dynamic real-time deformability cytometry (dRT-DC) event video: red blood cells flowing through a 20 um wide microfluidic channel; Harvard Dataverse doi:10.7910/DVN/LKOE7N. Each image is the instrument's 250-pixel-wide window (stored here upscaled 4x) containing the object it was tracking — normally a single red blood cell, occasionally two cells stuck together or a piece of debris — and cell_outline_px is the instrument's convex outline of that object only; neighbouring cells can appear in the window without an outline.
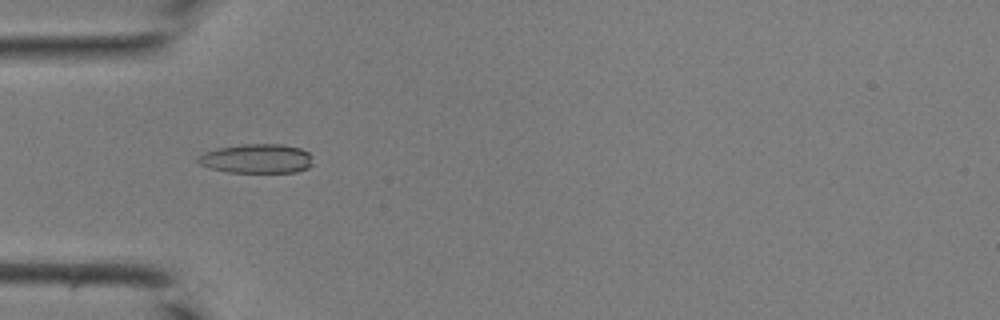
{"species": "common noctule bat (a hibernating species)", "species_latin": "Nyctalus noctula", "temperature_condition": "room temperature", "stored_images_in_passage": 30, "camera_frame_rate_fps": 3000, "um_per_image_px": 0.085, "animal": {"sex": "male", "body_mass_g": 19.0, "forearm_length_mm": 50.8}, "frame": {"image": 1, "passage_image": 1, "time_ms": 0.0, "image_size_px": [1000, 320], "cell_outline_px": [[312, 164], [308, 168], [296, 172], [228, 172], [208, 168], [200, 164], [196, 160], [196, 156], [204, 152], [216, 148], [240, 144], [280, 144], [300, 148], [308, 152], [312, 156]], "centroid_in_image_um": [21.79, 13.48], "position_along_channel_um": 63.2, "area_um2": 19.83}}
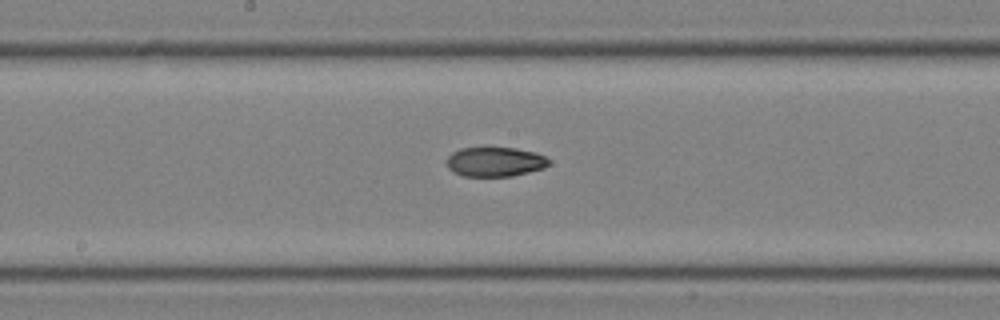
{"frame": {"image": 2, "passage_image": 10, "time_ms": 3.0, "image_size_px": [1000, 320], "cell_outline_px": [[548, 164], [544, 168], [512, 176], [464, 176], [452, 172], [448, 168], [448, 156], [452, 152], [460, 148], [516, 148], [536, 152], [544, 156], [548, 160]], "centroid_in_image_um": [42.06, 13.75], "position_along_channel_um": 206.1, "area_um2": 17.46}}
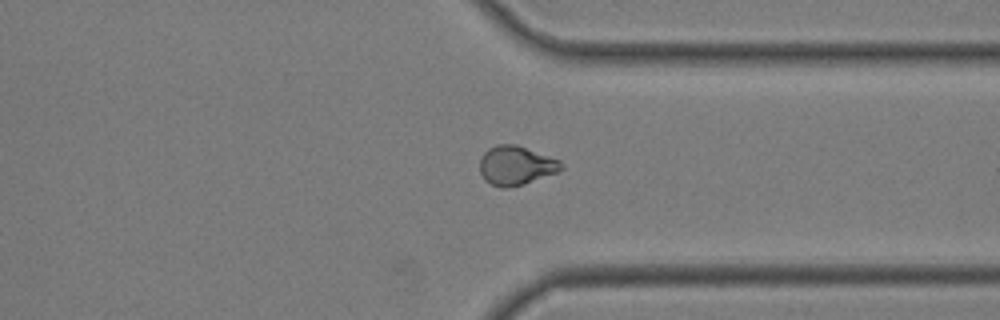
{"frame": {"image": 3, "passage_image": 20, "time_ms": 6.333, "image_size_px": [1000, 320], "cell_outline_px": [[564, 168], [560, 172], [524, 184], [508, 188], [500, 188], [484, 180], [480, 172], [480, 156], [488, 148], [496, 144], [516, 144], [560, 160], [564, 164]], "centroid_in_image_um": [43.87, 14.07], "position_along_channel_um": 367.5, "area_um2": 18.9}}